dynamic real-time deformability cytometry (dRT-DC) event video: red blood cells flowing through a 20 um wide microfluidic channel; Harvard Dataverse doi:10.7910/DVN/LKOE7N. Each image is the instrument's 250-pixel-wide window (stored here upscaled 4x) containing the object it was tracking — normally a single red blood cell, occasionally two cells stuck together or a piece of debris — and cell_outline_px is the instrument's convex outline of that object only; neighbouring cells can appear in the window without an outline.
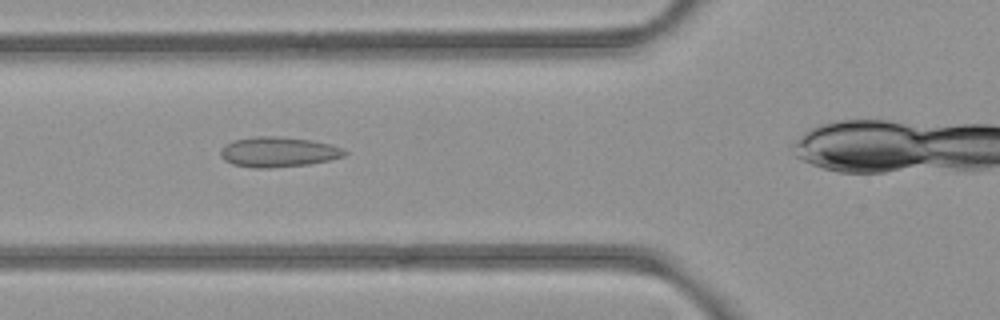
{"species": "common noctule bat (a hibernating species)", "species_latin": "Nyctalus noctula", "temperature_condition": "room temperature", "stored_images_in_passage": 31, "camera_frame_rate_fps": 3000, "um_per_image_px": 0.085, "animal": {"sex": "female", "body_mass_g": 21.9}, "frame": {"image": 1, "passage_image": 8, "time_ms": 2.333, "image_size_px": [1000, 320], "cell_outline_px": [[348, 152], [344, 156], [328, 160], [308, 164], [272, 168], [252, 168], [232, 164], [224, 160], [220, 156], [220, 152], [224, 144], [232, 140], [256, 136], [280, 136], [308, 140], [328, 144], [344, 148]], "centroid_in_image_um": [23.6, 12.92], "position_along_channel_um": 102.2, "area_um2": 21.85}}
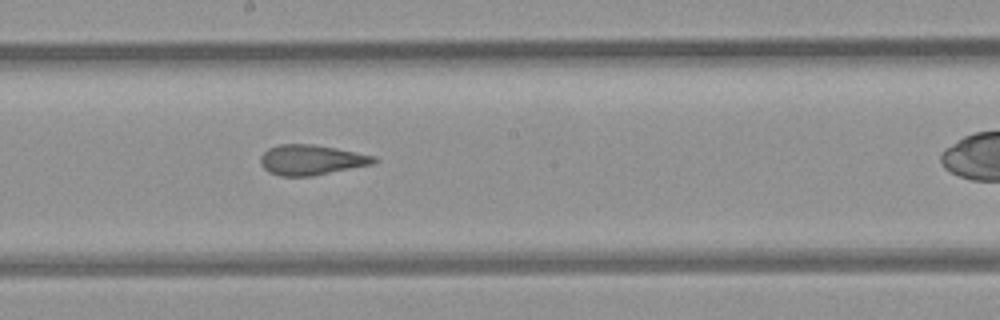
{"frame": {"image": 2, "passage_image": 17, "time_ms": 5.333, "image_size_px": [1000, 320], "cell_outline_px": [[380, 160], [372, 164], [312, 176], [280, 176], [268, 172], [260, 164], [260, 156], [268, 148], [280, 144], [312, 144], [376, 156]], "centroid_in_image_um": [26.43, 13.59], "position_along_channel_um": 221.8, "area_um2": 19.88}}
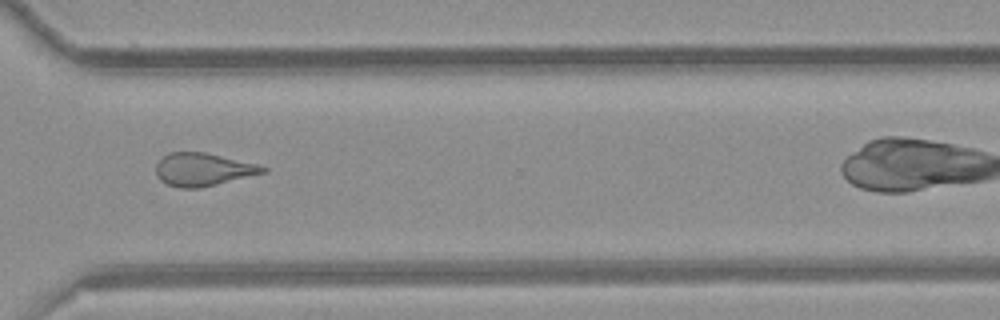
{"frame": {"image": 3, "passage_image": 27, "time_ms": 8.667, "image_size_px": [1000, 320], "cell_outline_px": [[268, 172], [200, 188], [180, 188], [168, 184], [160, 180], [156, 176], [156, 164], [168, 152], [204, 152], [256, 164], [268, 168]], "centroid_in_image_um": [17.25, 14.41], "position_along_channel_um": 353.4, "area_um2": 20.4}}